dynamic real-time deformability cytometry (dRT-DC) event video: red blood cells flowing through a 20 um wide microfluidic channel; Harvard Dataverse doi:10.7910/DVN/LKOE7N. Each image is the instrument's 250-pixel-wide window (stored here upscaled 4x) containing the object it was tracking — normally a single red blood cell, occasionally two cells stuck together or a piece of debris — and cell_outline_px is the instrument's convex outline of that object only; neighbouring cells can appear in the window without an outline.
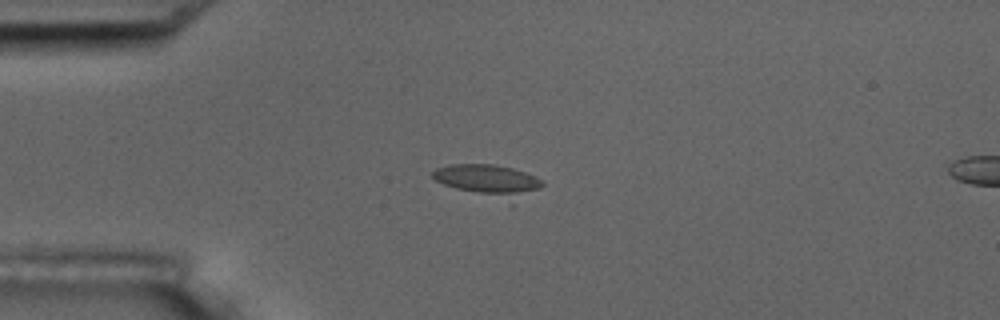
{"species": "common noctule bat (a hibernating species)", "species_latin": "Nyctalus noctula", "temperature_condition": "room temperature", "stored_images_in_passage": 6, "camera_frame_rate_fps": 3000, "um_per_image_px": 0.085, "animal": {"sex": "male", "body_mass_g": 17.5, "forearm_length_mm": 52.3}, "frame": {"image": 1, "passage_image": 5, "time_ms": 4.667, "image_size_px": [1000, 320], "cell_outline_px": [[544, 184], [540, 188], [512, 204], [456, 188], [444, 184], [436, 180], [432, 176], [432, 172], [436, 168], [448, 164], [492, 164], [512, 168], [536, 176], [544, 180]], "centroid_in_image_um": [41.58, 15.36], "position_along_channel_um": 43.4, "area_um2": 20.58}}